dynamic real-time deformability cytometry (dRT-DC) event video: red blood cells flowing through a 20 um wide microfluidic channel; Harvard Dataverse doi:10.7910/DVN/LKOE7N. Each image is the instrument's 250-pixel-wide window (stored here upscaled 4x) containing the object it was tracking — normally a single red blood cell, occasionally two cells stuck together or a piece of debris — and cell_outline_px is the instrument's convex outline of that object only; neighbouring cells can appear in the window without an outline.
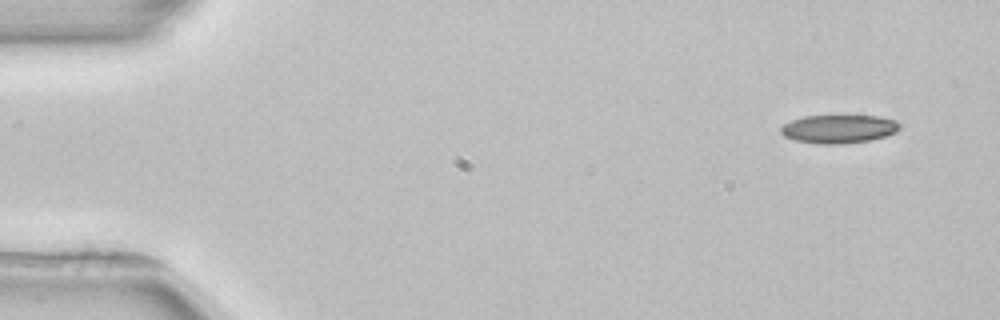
{"species": "common noctule bat (a hibernating species)", "species_latin": "Nyctalus noctula", "temperature_condition": "room temperature", "stored_images_in_passage": 3, "camera_frame_rate_fps": 3000, "um_per_image_px": 0.085, "animal": {"sex": "female", "body_mass_g": 22.7, "forearm_length_mm": 54.2}, "frame": {"image": 1, "passage_image": 1, "time_ms": 0.0, "image_size_px": [1000, 320], "cell_outline_px": [[900, 128], [896, 132], [884, 136], [868, 140], [844, 144], [816, 144], [796, 140], [784, 136], [780, 132], [780, 128], [784, 124], [792, 120], [804, 116], [880, 116], [896, 120], [900, 124]], "centroid_in_image_um": [71.29, 10.96], "position_along_channel_um": 13.7, "area_um2": 19.65}}